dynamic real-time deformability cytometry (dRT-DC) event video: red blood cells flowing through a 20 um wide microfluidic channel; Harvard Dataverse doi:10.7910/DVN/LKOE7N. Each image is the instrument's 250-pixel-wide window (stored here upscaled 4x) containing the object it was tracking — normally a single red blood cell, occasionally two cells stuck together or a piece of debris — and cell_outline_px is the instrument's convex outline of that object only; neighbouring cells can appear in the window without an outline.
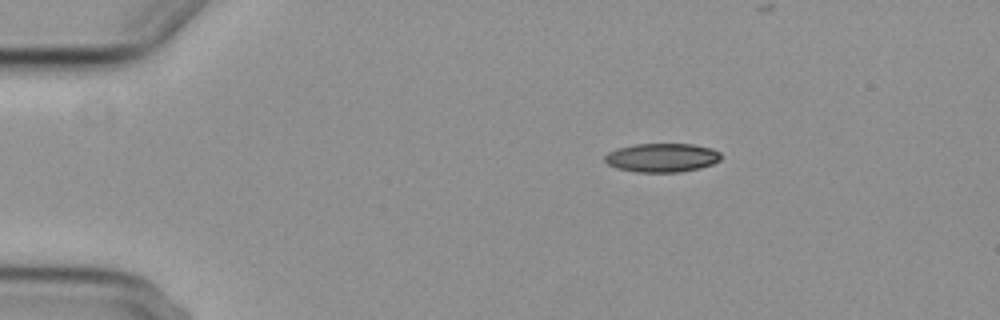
{"species": "common noctule bat (a hibernating species)", "species_latin": "Nyctalus noctula", "temperature_condition": "cold", "stored_images_in_passage": 4, "camera_frame_rate_fps": 3000, "um_per_image_px": 0.085, "animal": {"sex": "female", "body_mass_g": 29.2, "forearm_length_mm": 56.3}, "frame": {"image": 1, "passage_image": 1, "time_ms": 0.0, "image_size_px": [1000, 320], "cell_outline_px": [[720, 160], [712, 164], [700, 168], [680, 172], [636, 172], [616, 168], [608, 164], [604, 160], [604, 156], [608, 152], [616, 148], [636, 144], [692, 144], [712, 148], [720, 152]], "centroid_in_image_um": [56.25, 13.4], "position_along_channel_um": 28.8, "area_um2": 19.59}}
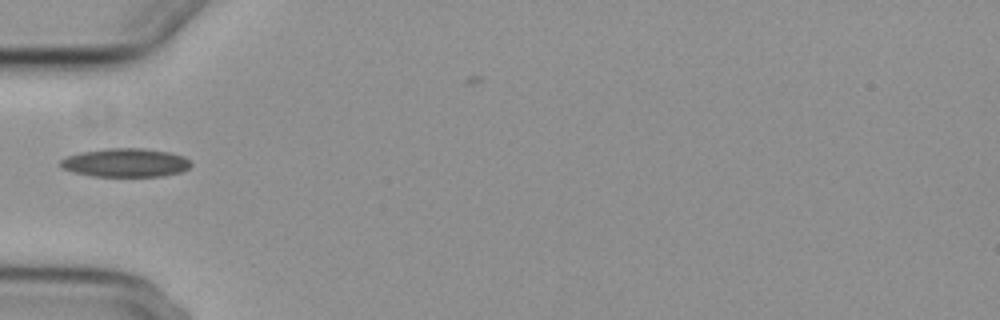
{"frame": {"image": 2, "passage_image": 3, "time_ms": 3.0, "image_size_px": [1000, 320], "cell_outline_px": [[192, 164], [188, 168], [180, 172], [164, 176], [92, 176], [72, 172], [64, 168], [60, 164], [60, 160], [68, 156], [80, 152], [108, 148], [144, 148], [168, 152], [184, 156]], "centroid_in_image_um": [10.67, 13.82], "position_along_channel_um": 74.3, "area_um2": 21.68}}